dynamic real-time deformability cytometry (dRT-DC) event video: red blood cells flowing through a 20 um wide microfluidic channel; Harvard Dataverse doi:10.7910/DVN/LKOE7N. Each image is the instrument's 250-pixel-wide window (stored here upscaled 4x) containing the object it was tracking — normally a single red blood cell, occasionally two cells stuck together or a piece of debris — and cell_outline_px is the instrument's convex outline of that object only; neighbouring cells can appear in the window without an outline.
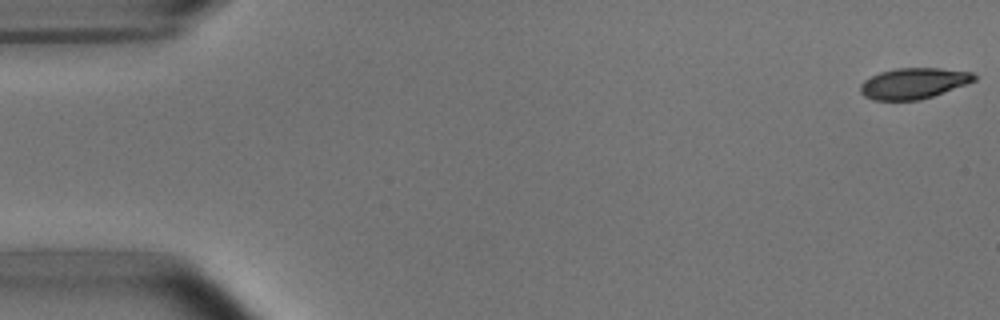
{"species": "common noctule bat (a hibernating species)", "species_latin": "Nyctalus noctula", "temperature_condition": "room temperature", "stored_images_in_passage": 49, "camera_frame_rate_fps": 3000, "um_per_image_px": 0.085, "animal": {"sex": "male", "body_mass_g": 15.6}, "frame": {"image": 1, "passage_image": 1, "time_ms": 0.0, "image_size_px": [1000, 320], "cell_outline_px": [[976, 80], [932, 96], [920, 100], [872, 100], [864, 96], [860, 92], [860, 84], [864, 80], [880, 72], [896, 68], [940, 68], [972, 72], [976, 76]], "centroid_in_image_um": [77.62, 7.08], "position_along_channel_um": 7.4, "area_um2": 20.35}}
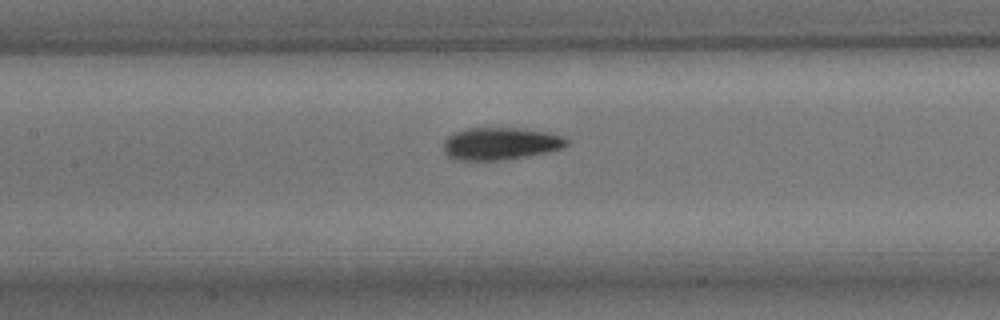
{"frame": {"image": 2, "passage_image": 24, "time_ms": 7.667, "image_size_px": [1000, 320], "cell_outline_px": [[568, 144], [564, 148], [524, 156], [500, 160], [456, 160], [448, 156], [444, 152], [444, 140], [452, 132], [464, 128], [524, 128], [548, 132], [560, 136], [568, 140]], "centroid_in_image_um": [42.49, 12.19], "position_along_channel_um": 164.9, "area_um2": 23.24}}
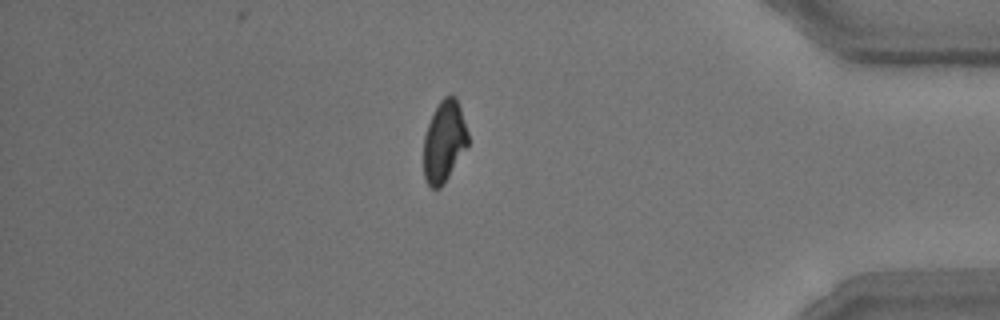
{"frame": {"image": 3, "passage_image": 45, "time_ms": 14.667, "image_size_px": [1000, 320], "cell_outline_px": [[468, 144], [444, 184], [440, 188], [432, 188], [424, 180], [424, 136], [428, 124], [440, 100], [444, 96], [456, 96], [468, 132]], "centroid_in_image_um": [37.75, 12.04], "position_along_channel_um": 397.5, "area_um2": 20.81}}